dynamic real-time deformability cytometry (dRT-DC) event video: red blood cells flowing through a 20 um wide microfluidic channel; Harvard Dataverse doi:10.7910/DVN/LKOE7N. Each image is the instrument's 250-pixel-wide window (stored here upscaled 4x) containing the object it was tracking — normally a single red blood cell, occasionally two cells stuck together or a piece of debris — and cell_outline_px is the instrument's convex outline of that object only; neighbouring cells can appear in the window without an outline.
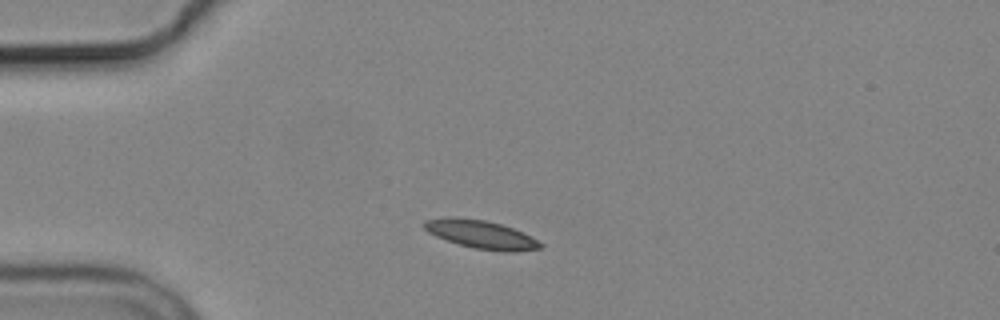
{"species": "common noctule bat (a hibernating species)", "species_latin": "Nyctalus noctula", "temperature_condition": "cold", "stored_images_in_passage": 4, "camera_frame_rate_fps": 3000, "um_per_image_px": 0.085, "animal": {"sex": "male", "body_mass_g": 19.2, "forearm_length_mm": 51.8}, "frame": {"image": 1, "passage_image": 1, "time_ms": 0.0, "image_size_px": [1000, 320], "cell_outline_px": [[544, 248], [516, 252], [504, 252], [472, 248], [436, 236], [428, 232], [420, 224], [424, 220], [444, 216], [456, 216], [484, 220], [500, 224], [512, 228], [544, 244]], "centroid_in_image_um": [40.84, 19.92], "position_along_channel_um": 44.2, "area_um2": 19.31}}
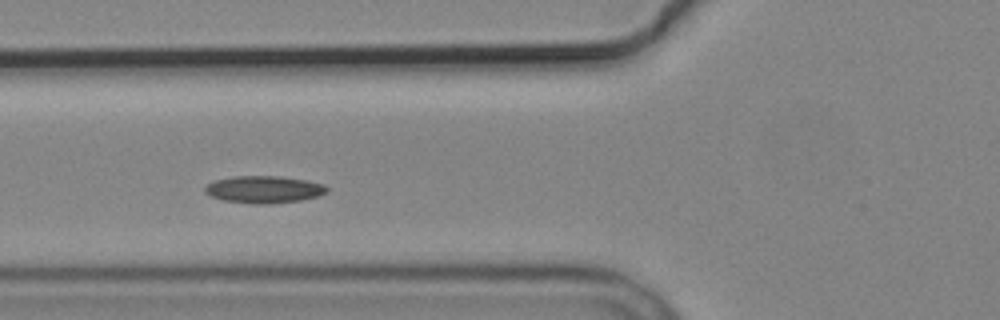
{"frame": {"image": 2, "passage_image": 3, "time_ms": 2.333, "image_size_px": [1000, 320], "cell_outline_px": [[328, 192], [316, 196], [300, 200], [268, 204], [256, 204], [224, 200], [212, 196], [204, 192], [204, 188], [208, 184], [216, 180], [232, 176], [276, 176], [308, 180], [324, 184], [328, 188]], "centroid_in_image_um": [22.45, 16.09], "position_along_channel_um": 103.4, "area_um2": 19.19}}
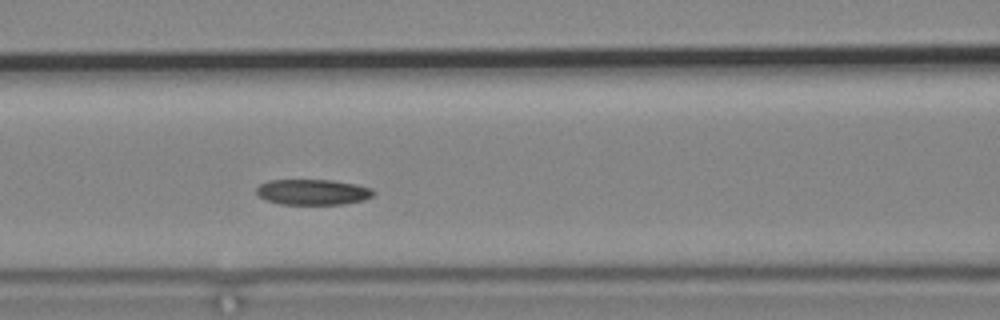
{"frame": {"image": 3, "passage_image": 4, "time_ms": 3.333, "image_size_px": [1000, 320], "cell_outline_px": [[376, 192], [372, 196], [364, 200], [344, 204], [280, 204], [264, 200], [256, 192], [256, 188], [260, 184], [268, 180], [332, 180], [356, 184], [372, 188]], "centroid_in_image_um": [26.59, 16.32], "position_along_channel_um": 140.0, "area_um2": 17.57}}